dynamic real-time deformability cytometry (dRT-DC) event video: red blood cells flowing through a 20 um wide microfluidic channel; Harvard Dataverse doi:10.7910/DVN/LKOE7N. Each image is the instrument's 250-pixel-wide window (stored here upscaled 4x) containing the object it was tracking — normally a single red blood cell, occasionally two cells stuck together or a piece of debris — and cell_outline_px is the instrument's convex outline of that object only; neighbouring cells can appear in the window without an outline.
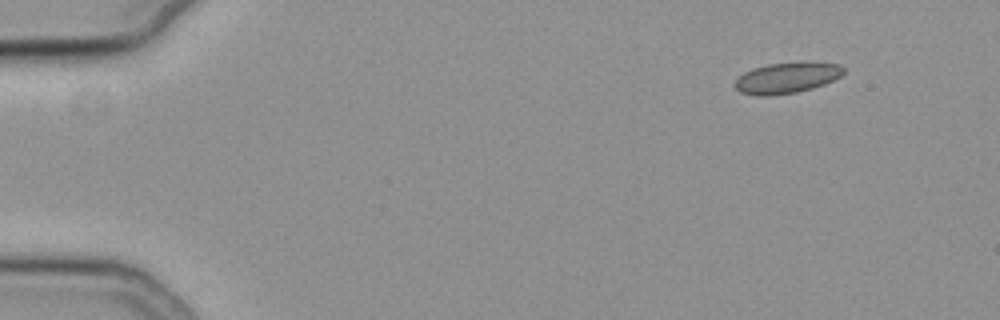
{"species": "common noctule bat (a hibernating species)", "species_latin": "Nyctalus noctula", "temperature_condition": "cold", "stored_images_in_passage": 11, "camera_frame_rate_fps": 3000, "um_per_image_px": 0.085, "animal": {"sex": "female", "body_mass_g": 19.3, "forearm_length_mm": 54.1}, "frame": {"image": 1, "passage_image": 1, "time_ms": 0.0, "image_size_px": [1000, 320], "cell_outline_px": [[844, 72], [840, 76], [824, 84], [812, 88], [796, 92], [768, 96], [756, 96], [740, 92], [732, 84], [744, 72], [752, 68], [768, 64], [800, 60], [812, 60], [840, 64], [844, 68]], "centroid_in_image_um": [66.89, 6.58], "position_along_channel_um": 18.1, "area_um2": 20.11}}